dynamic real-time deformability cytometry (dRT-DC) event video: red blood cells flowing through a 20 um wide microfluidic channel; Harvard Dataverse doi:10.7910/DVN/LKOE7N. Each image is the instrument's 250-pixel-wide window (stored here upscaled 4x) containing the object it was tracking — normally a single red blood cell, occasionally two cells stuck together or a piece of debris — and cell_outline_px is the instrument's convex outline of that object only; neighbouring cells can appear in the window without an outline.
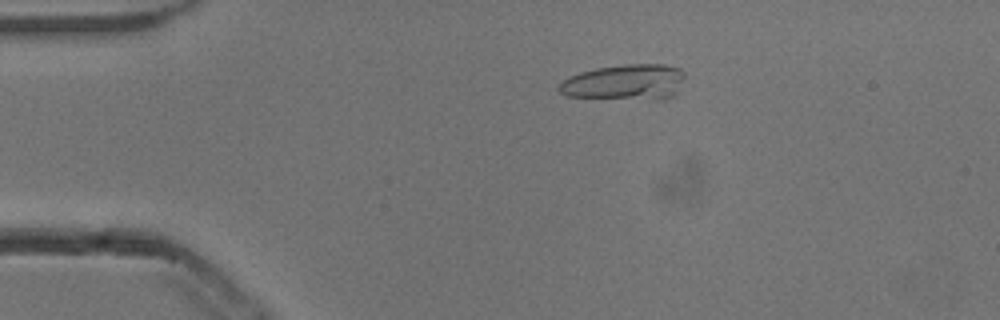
{"species": "common noctule bat (a hibernating species)", "species_latin": "Nyctalus noctula", "temperature_condition": "cold", "stored_images_in_passage": 8, "camera_frame_rate_fps": 3000, "um_per_image_px": 0.085, "animal": {"sex": "male", "body_mass_g": 13.3}, "frame": {"image": 1, "passage_image": 4, "time_ms": 1.0, "image_size_px": [1000, 320], "cell_outline_px": [[684, 76], [676, 96], [664, 100], [652, 100], [568, 96], [560, 92], [556, 88], [568, 76], [580, 72], [596, 68], [624, 64], [664, 64], [680, 68], [684, 72]], "centroid_in_image_um": [53.17, 7.0], "position_along_channel_um": 31.8, "area_um2": 26.53}}